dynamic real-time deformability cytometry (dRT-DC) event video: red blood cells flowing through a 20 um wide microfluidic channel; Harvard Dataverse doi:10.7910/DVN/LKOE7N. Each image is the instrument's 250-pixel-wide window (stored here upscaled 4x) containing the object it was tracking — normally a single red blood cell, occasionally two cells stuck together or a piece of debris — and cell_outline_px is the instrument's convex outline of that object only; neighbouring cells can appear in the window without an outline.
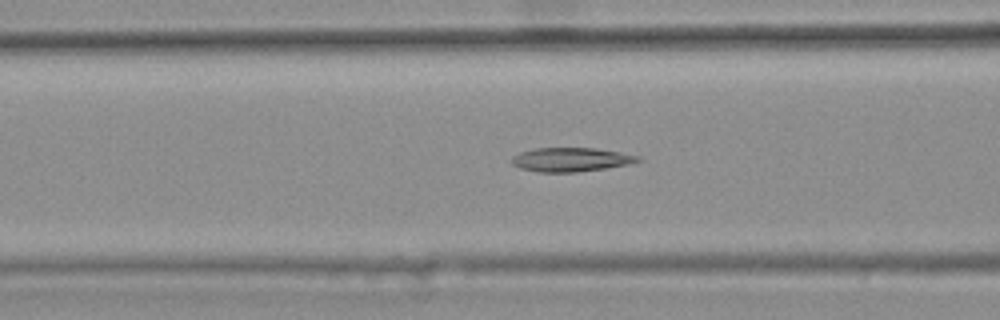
{"species": "common noctule bat (a hibernating species)", "species_latin": "Nyctalus noctula", "temperature_condition": "warm", "stored_images_in_passage": 32, "camera_frame_rate_fps": 3000, "um_per_image_px": 0.085, "animal": {"sex": "female", "body_mass_g": 25.1}, "frame": {"image": 1, "passage_image": 9, "time_ms": 2.667, "image_size_px": [1000, 320], "cell_outline_px": [[640, 160], [628, 164], [604, 168], [576, 172], [540, 172], [520, 168], [512, 164], [508, 160], [512, 156], [520, 152], [532, 148], [596, 148], [640, 156]], "centroid_in_image_um": [48.45, 13.56], "position_along_channel_um": 118.2, "area_um2": 17.57}}
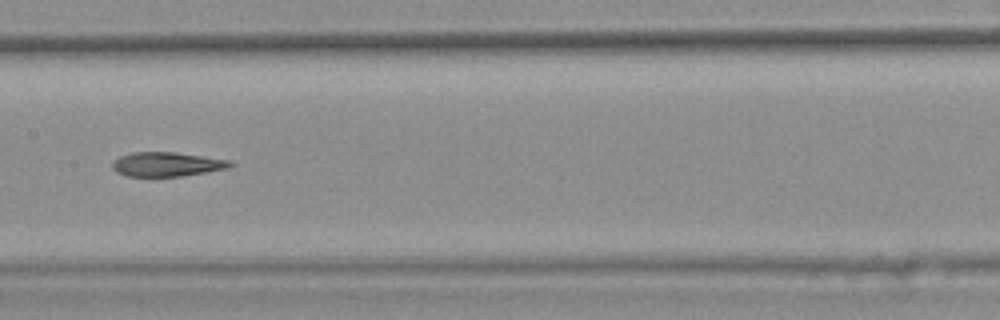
{"frame": {"image": 2, "passage_image": 15, "time_ms": 4.667, "image_size_px": [1000, 320], "cell_outline_px": [[236, 164], [228, 168], [184, 176], [128, 176], [116, 172], [112, 168], [112, 160], [120, 156], [132, 152], [176, 152], [232, 160]], "centroid_in_image_um": [14.21, 13.95], "position_along_channel_um": 193.2, "area_um2": 16.88}}
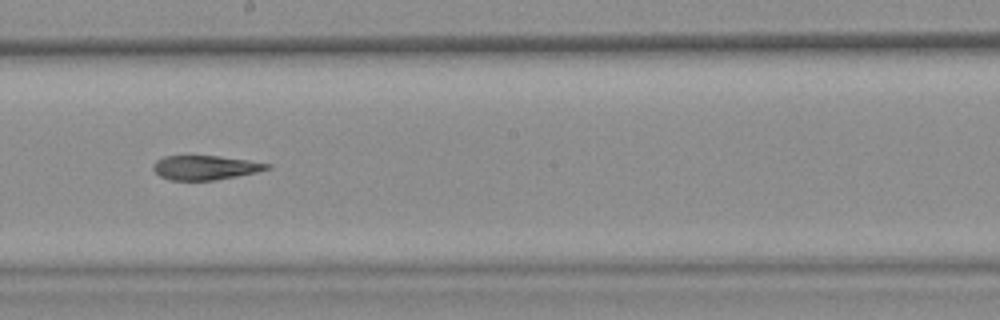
{"frame": {"image": 3, "passage_image": 18, "time_ms": 5.667, "image_size_px": [1000, 320], "cell_outline_px": [[272, 168], [256, 172], [216, 180], [168, 180], [160, 176], [152, 168], [152, 164], [156, 160], [164, 156], [220, 156], [248, 160], [272, 164]], "centroid_in_image_um": [17.44, 14.24], "position_along_channel_um": 230.8, "area_um2": 16.18}, "authors_computed_cell_mechanics": {"area_um2": 17.4556, "velocity_mm_per_s": 3.7671, "shape_relaxation_time_tau1_ms": null, "shape_relaxation_time_tau2_ms": 5.9705, "deformation_change_tau1": null, "deformation_change_tau2": 0.144}}